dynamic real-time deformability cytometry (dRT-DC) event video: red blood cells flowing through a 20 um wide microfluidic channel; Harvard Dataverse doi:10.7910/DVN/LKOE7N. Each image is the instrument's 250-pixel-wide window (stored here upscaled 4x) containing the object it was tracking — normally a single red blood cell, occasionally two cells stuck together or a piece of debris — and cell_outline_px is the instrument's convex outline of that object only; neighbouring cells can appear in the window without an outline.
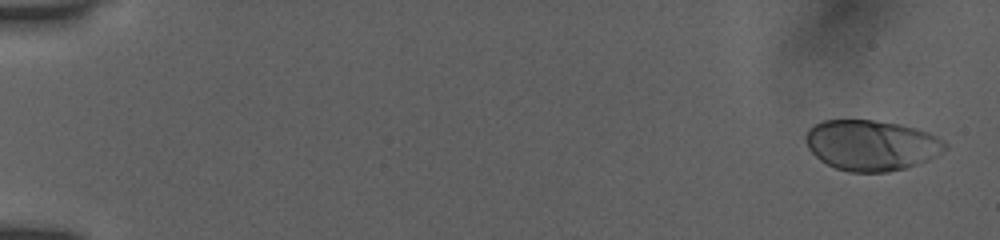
{"species": "human", "species_latin": "Homo sapiens", "temperature_condition": "room temperature", "stored_images_in_passage": 53, "camera_frame_rate_fps": 3000, "um_per_image_px": 0.085, "donor": {"sex": "female"}, "frame": {"image": 1, "passage_image": 2, "time_ms": 0.333, "image_size_px": [1000, 240], "cell_outline_px": [[948, 148], [928, 160], [904, 168], [888, 172], [848, 172], [836, 168], [820, 160], [808, 148], [804, 140], [804, 136], [808, 128], [824, 120], [872, 120], [900, 124], [916, 128], [928, 132], [944, 140], [948, 144]], "centroid_in_image_um": [74.06, 12.34], "position_along_channel_um": 10.9, "area_um2": 41.15}}
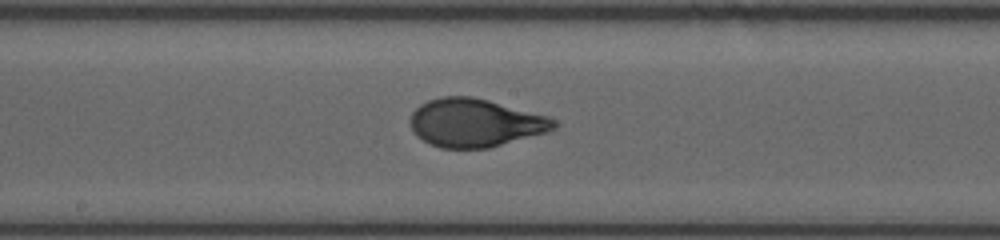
{"frame": {"image": 2, "passage_image": 30, "time_ms": 9.667, "image_size_px": [1000, 240], "cell_outline_px": [[556, 128], [548, 132], [488, 148], [440, 148], [416, 136], [412, 132], [412, 112], [420, 104], [428, 100], [440, 96], [472, 96], [488, 100], [548, 116], [556, 120]], "centroid_in_image_um": [40.39, 10.43], "position_along_channel_um": 207.8, "area_um2": 40.23}}
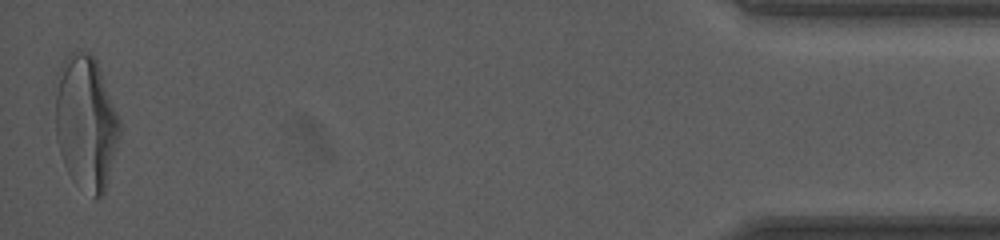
{"frame": {"image": 3, "passage_image": 53, "time_ms": 17.333, "image_size_px": [1000, 240], "cell_outline_px": [[120, 136], [104, 196], [96, 196], [72, 180], [64, 164], [56, 140], [52, 80], [56, 72], [68, 52], [76, 48], [88, 52], [96, 60], [120, 120]], "centroid_in_image_um": [7.24, 10.32], "position_along_channel_um": 428.0, "area_um2": 51.38}, "authors_computed_cell_mechanics": {"area_um2": 40.4022, "velocity_mm_per_s": 3.9031, "shape_relaxation_time_tau1_ms": 4.5088, "shape_relaxation_time_tau2_ms": null, "deformation_change_tau1": 0.1797, "deformation_change_tau2": null}}